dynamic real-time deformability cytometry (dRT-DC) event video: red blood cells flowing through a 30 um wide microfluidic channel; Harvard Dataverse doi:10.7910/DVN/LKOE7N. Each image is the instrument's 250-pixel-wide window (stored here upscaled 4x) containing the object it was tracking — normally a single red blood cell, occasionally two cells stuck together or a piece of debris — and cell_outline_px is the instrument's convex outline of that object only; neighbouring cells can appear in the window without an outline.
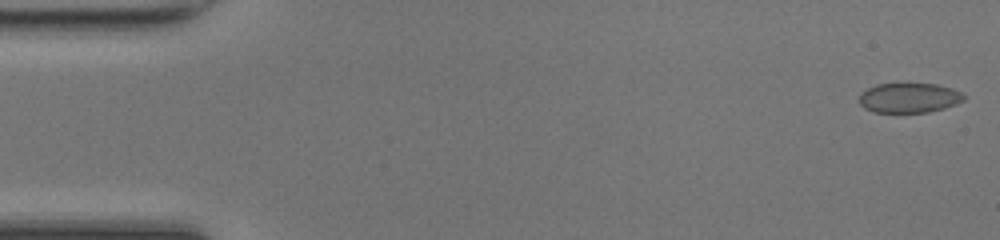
{"species": "common noctule bat (a hibernating species)", "species_latin": "Nyctalus noctula", "temperature_condition": "room temperature", "stored_images_in_passage": 48, "camera_frame_rate_fps": 3000, "um_per_image_px": 0.085, "animal": {"sex": "female", "body_mass_g": 17.0, "forearm_length_mm": 48.0}, "frame": {"image": 1, "passage_image": 1, "time_ms": 0.0, "image_size_px": [1000, 240], "cell_outline_px": [[964, 100], [956, 104], [944, 108], [928, 112], [872, 112], [864, 108], [860, 104], [860, 92], [876, 84], [936, 84], [952, 88], [960, 92], [964, 96]], "centroid_in_image_um": [77.25, 8.32], "position_along_channel_um": 7.7, "area_um2": 18.09}}
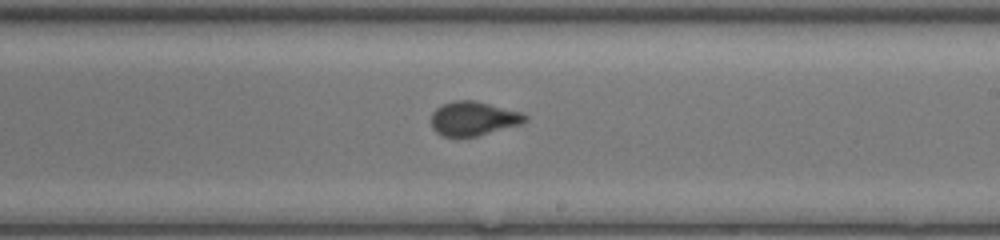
{"frame": {"image": 2, "passage_image": 28, "time_ms": 9.0, "image_size_px": [1000, 240], "cell_outline_px": [[528, 120], [520, 124], [476, 136], [444, 136], [436, 132], [432, 128], [432, 112], [436, 108], [444, 104], [456, 100], [472, 100], [524, 112], [528, 116]], "centroid_in_image_um": [40.26, 10.07], "position_along_channel_um": 248.7, "area_um2": 18.5}}
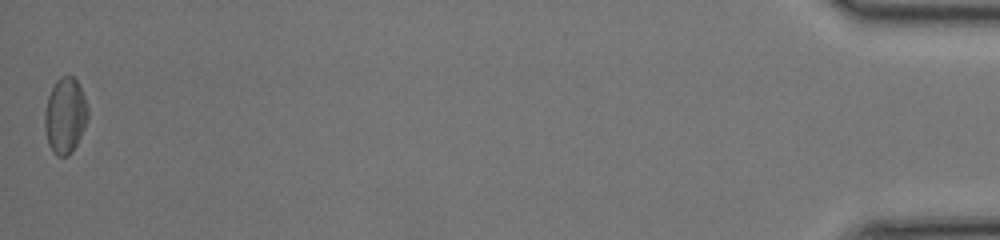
{"frame": {"image": 3, "passage_image": 48, "time_ms": 15.667, "image_size_px": [1000, 240], "cell_outline_px": [[88, 120], [72, 152], [68, 156], [56, 156], [52, 152], [48, 144], [44, 128], [44, 112], [48, 96], [56, 80], [60, 76], [72, 76], [80, 84], [88, 108]], "centroid_in_image_um": [5.53, 9.83], "position_along_channel_um": 429.7, "area_um2": 19.25}, "authors_computed_cell_mechanics": {"area_um2": 18.6405, "velocity_mm_per_s": 4.2775, "shape_relaxation_time_tau1_ms": null, "shape_relaxation_time_tau2_ms": 0.8218, "deformation_change_tau1": null, "deformation_change_tau2": 0.0519}}